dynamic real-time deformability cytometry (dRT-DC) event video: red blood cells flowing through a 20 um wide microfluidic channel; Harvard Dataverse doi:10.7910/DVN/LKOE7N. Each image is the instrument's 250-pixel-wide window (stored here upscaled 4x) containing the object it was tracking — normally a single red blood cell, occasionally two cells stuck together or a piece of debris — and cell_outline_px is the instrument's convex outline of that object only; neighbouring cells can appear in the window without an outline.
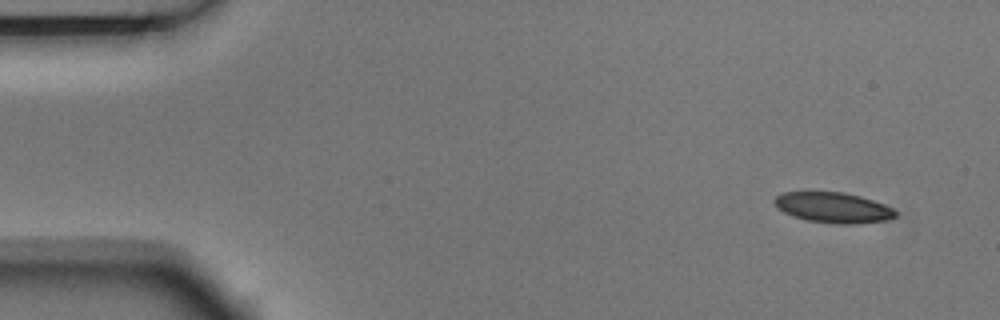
{"species": "Egyptian fruit bat (a non-hibernating species)", "species_latin": "Rousettus aegyptiacus", "temperature_condition": "room temperature", "stored_images_in_passage": 5, "camera_frame_rate_fps": 3000, "um_per_image_px": 0.085, "animal": {"sex": "male"}, "frame": {"image": 1, "passage_image": 1, "time_ms": 0.0, "image_size_px": [1000, 320], "cell_outline_px": [[896, 216], [892, 220], [856, 224], [836, 224], [808, 220], [792, 216], [776, 208], [772, 200], [776, 196], [784, 192], [844, 192], [860, 196], [884, 204], [892, 208], [896, 212]], "centroid_in_image_um": [70.82, 17.65], "position_along_channel_um": 14.2, "area_um2": 21.68}}
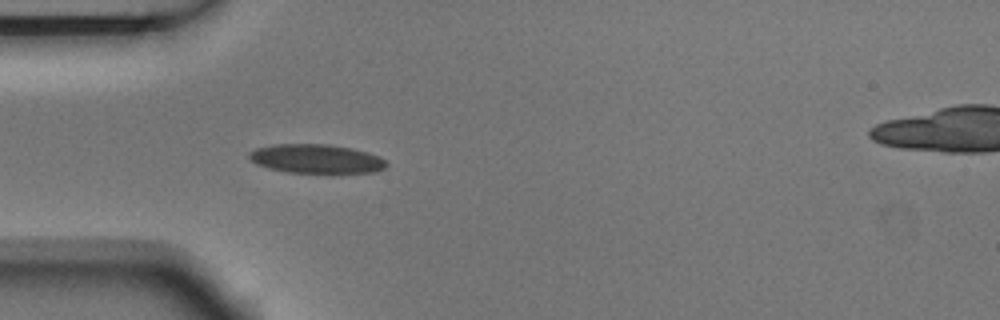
{"frame": {"image": 2, "passage_image": 4, "time_ms": 1.0, "image_size_px": [1000, 320], "cell_outline_px": [[388, 164], [384, 168], [372, 172], [332, 176], [284, 172], [268, 168], [256, 164], [248, 156], [248, 152], [256, 148], [272, 144], [328, 144], [352, 148], [368, 152], [380, 156]], "centroid_in_image_um": [26.91, 13.55], "position_along_channel_um": 58.1, "area_um2": 24.39}}